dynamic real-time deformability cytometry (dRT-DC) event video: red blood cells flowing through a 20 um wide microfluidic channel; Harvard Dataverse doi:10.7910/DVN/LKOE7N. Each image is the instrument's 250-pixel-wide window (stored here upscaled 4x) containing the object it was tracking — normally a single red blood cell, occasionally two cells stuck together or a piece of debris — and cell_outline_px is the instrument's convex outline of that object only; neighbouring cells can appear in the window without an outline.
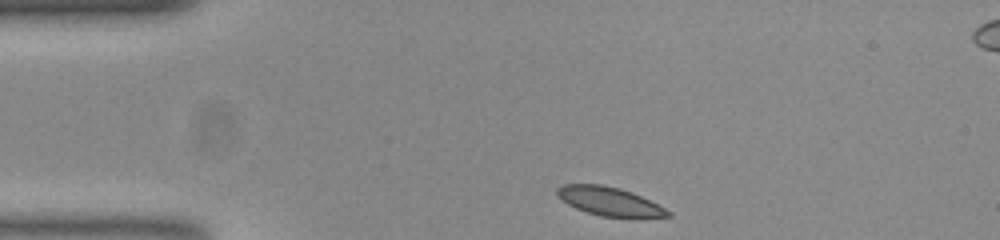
{"species": "common noctule bat (a hibernating species)", "species_latin": "Nyctalus noctula", "temperature_condition": "room temperature", "stored_images_in_passage": 36, "camera_frame_rate_fps": 3000, "um_per_image_px": 0.085, "animal": {"sex": "female", "body_mass_g": 23.0, "forearm_length_mm": 53.4}, "frame": {"image": 1, "passage_image": 1, "time_ms": 0.0, "image_size_px": [1000, 240], "cell_outline_px": [[672, 216], [636, 220], [632, 220], [600, 216], [576, 208], [568, 204], [556, 196], [556, 188], [564, 184], [600, 184], [620, 188], [632, 192], [672, 212]], "centroid_in_image_um": [51.85, 17.16], "position_along_channel_um": 33.1, "area_um2": 19.13}}
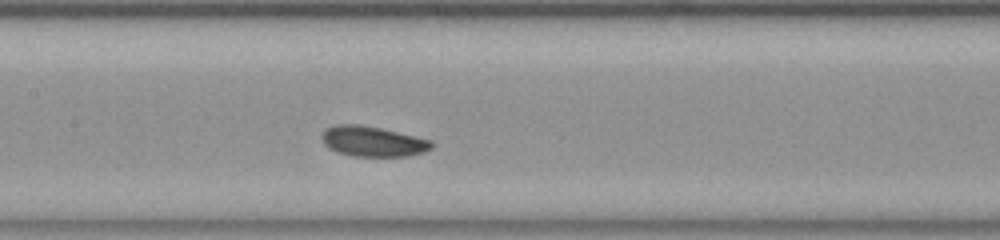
{"frame": {"image": 2, "passage_image": 16, "time_ms": 5.0, "image_size_px": [1000, 240], "cell_outline_px": [[432, 148], [424, 152], [408, 156], [352, 156], [336, 152], [328, 148], [324, 144], [320, 136], [328, 128], [336, 124], [360, 124], [380, 128], [432, 140]], "centroid_in_image_um": [31.67, 12.02], "position_along_channel_um": 175.7, "area_um2": 19.36}}
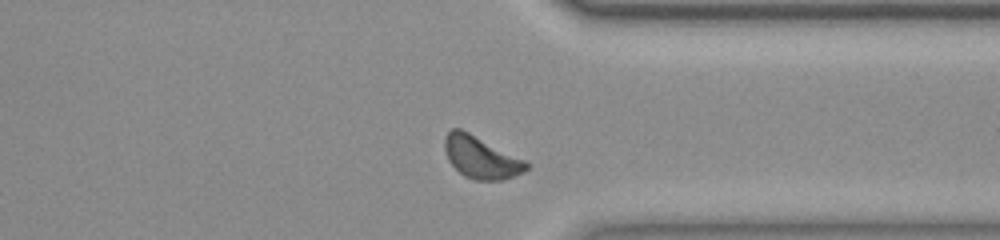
{"frame": {"image": 3, "passage_image": 32, "time_ms": 10.333, "image_size_px": [1000, 240], "cell_outline_px": [[532, 164], [524, 172], [500, 180], [476, 180], [464, 176], [448, 160], [444, 148], [444, 136], [452, 128], [460, 128], [528, 160]], "centroid_in_image_um": [40.92, 13.36], "position_along_channel_um": 370.5, "area_um2": 20.29}, "authors_computed_cell_mechanics": {"area_um2": 19.363, "velocity_mm_per_s": 3.6999, "shape_relaxation_time_tau1_ms": 2.783, "shape_relaxation_time_tau2_ms": 6.8082, "deformation_change_tau1": 0.0569, "deformation_change_tau2": 0.1088}}